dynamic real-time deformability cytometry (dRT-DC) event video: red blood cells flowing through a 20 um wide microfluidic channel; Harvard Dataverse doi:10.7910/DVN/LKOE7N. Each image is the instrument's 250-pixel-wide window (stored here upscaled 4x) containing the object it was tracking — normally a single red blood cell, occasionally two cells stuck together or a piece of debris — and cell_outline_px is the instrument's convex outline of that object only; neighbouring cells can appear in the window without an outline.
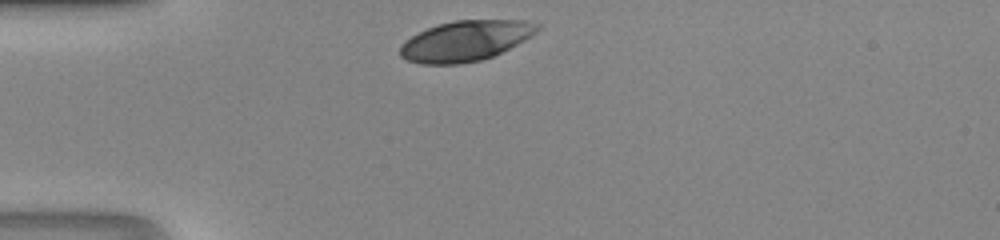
{"species": "human", "species_latin": "Homo sapiens", "temperature_condition": "room temperature", "stored_images_in_passage": 26, "camera_frame_rate_fps": 3000, "um_per_image_px": 0.085, "donor": {"sex": "male"}, "frame": {"image": 1, "passage_image": 1, "time_ms": 0.0, "image_size_px": [1000, 240], "cell_outline_px": [[540, 28], [536, 32], [524, 40], [492, 56], [480, 60], [460, 64], [420, 64], [404, 60], [400, 56], [400, 44], [404, 40], [428, 28], [452, 20], [528, 20], [540, 24]], "centroid_in_image_um": [39.54, 3.47], "position_along_channel_um": 45.5, "area_um2": 32.25}}
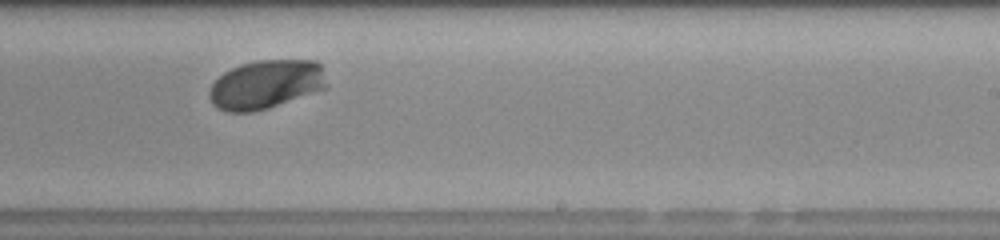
{"frame": {"image": 2, "passage_image": 18, "time_ms": 5.667, "image_size_px": [1000, 240], "cell_outline_px": [[328, 88], [268, 108], [252, 112], [228, 112], [216, 108], [212, 104], [208, 96], [208, 92], [212, 84], [224, 72], [240, 64], [256, 60], [316, 60], [320, 64]], "centroid_in_image_um": [22.59, 7.18], "position_along_channel_um": 266.4, "area_um2": 33.58}}
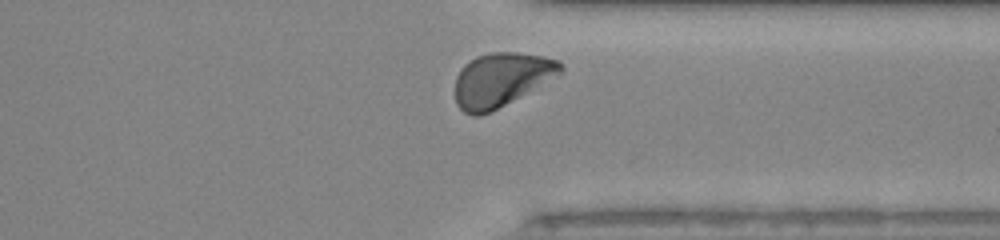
{"frame": {"image": 3, "passage_image": 25, "time_ms": 8.0, "image_size_px": [1000, 240], "cell_outline_px": [[564, 72], [504, 104], [480, 116], [472, 116], [464, 112], [456, 104], [456, 76], [460, 68], [464, 64], [476, 56], [492, 52], [516, 52], [544, 56], [560, 60], [564, 64]], "centroid_in_image_um": [42.61, 6.74], "position_along_channel_um": 368.8, "area_um2": 32.89}}